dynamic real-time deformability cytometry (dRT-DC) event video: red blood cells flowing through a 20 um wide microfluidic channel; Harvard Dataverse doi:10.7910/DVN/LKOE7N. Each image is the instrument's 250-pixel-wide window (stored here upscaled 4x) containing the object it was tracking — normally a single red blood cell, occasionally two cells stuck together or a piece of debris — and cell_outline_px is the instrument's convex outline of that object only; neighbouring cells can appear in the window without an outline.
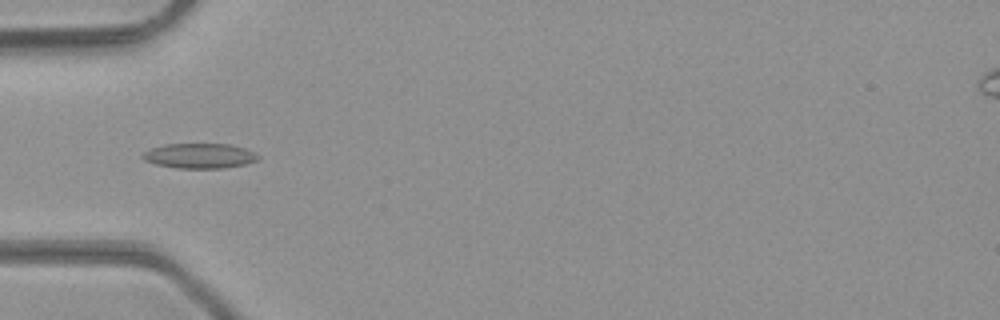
{"species": "common noctule bat (a hibernating species)", "species_latin": "Nyctalus noctula", "temperature_condition": "room temperature", "stored_images_in_passage": 49, "camera_frame_rate_fps": 3000, "um_per_image_px": 0.085, "animal": {"sex": "male", "body_mass_g": 23.1, "forearm_length_mm": 52.7}, "frame": {"image": 1, "passage_image": 17, "time_ms": 5.333, "image_size_px": [1000, 320], "cell_outline_px": [[260, 156], [256, 160], [244, 164], [224, 168], [176, 168], [156, 164], [144, 160], [140, 156], [144, 152], [152, 148], [168, 144], [232, 144], [256, 152]], "centroid_in_image_um": [16.97, 13.24], "position_along_channel_um": 68.0, "area_um2": 16.76}}
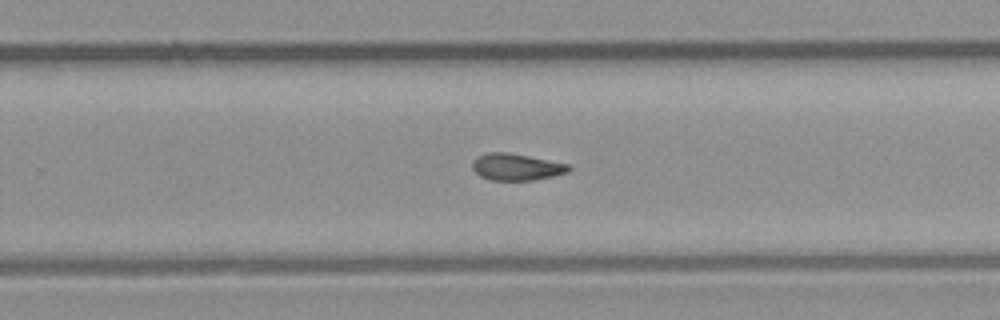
{"frame": {"image": 2, "passage_image": 32, "time_ms": 10.333, "image_size_px": [1000, 320], "cell_outline_px": [[572, 168], [568, 172], [536, 180], [492, 180], [480, 176], [472, 168], [472, 160], [488, 152], [508, 152], [568, 164]], "centroid_in_image_um": [43.89, 14.19], "position_along_channel_um": 285.9, "area_um2": 14.91}}
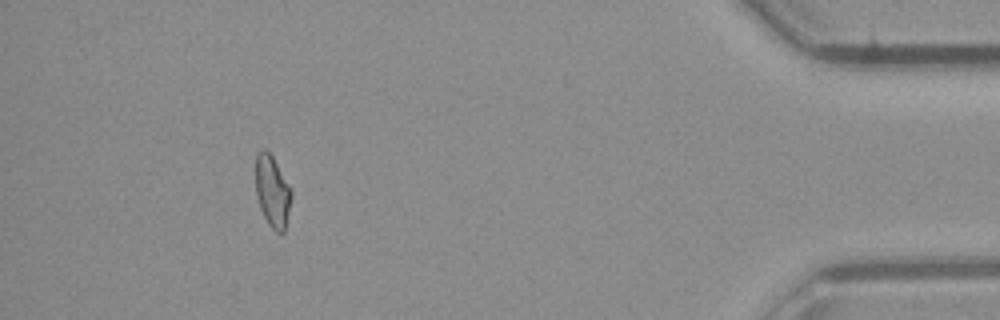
{"frame": {"image": 3, "passage_image": 45, "time_ms": 14.667, "image_size_px": [1000, 320], "cell_outline_px": [[292, 196], [284, 232], [276, 232], [268, 224], [260, 208], [256, 192], [256, 152], [264, 148], [272, 156], [292, 192]], "centroid_in_image_um": [23.14, 16.27], "position_along_channel_um": 412.1, "area_um2": 14.62}, "authors_computed_cell_mechanics": {"area_um2": 15.317, "velocity_mm_per_s": 4.3522, "shape_relaxation_time_tau1_ms": null, "shape_relaxation_time_tau2_ms": 3.7626, "deformation_change_tau1": null, "deformation_change_tau2": 0.091}}